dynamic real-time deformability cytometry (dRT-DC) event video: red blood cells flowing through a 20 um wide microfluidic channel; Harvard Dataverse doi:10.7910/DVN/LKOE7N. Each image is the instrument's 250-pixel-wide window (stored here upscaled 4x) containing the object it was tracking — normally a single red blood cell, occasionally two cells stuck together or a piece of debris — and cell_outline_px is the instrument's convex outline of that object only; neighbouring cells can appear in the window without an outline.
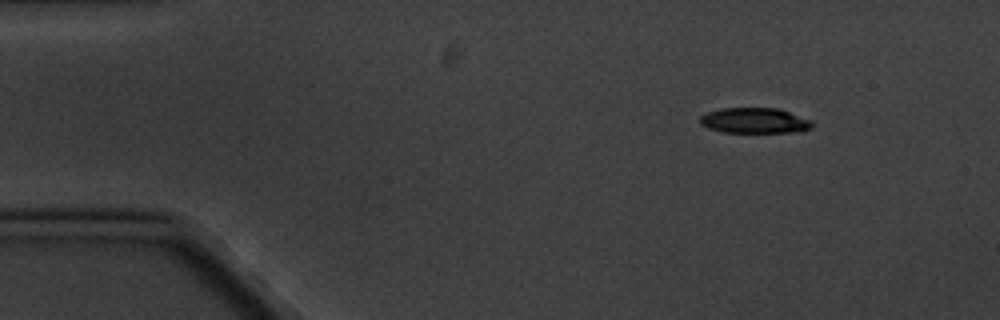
{"species": "common noctule bat (a hibernating species)", "species_latin": "Nyctalus noctula", "temperature_condition": "cold", "stored_images_in_passage": 7, "camera_frame_rate_fps": 3000, "um_per_image_px": 0.085, "animal": {"sex": "male", "body_mass_g": 20.1, "forearm_length_mm": 53.5}, "frame": {"image": 1, "passage_image": 1, "time_ms": 0.0, "image_size_px": [1000, 320], "cell_outline_px": [[812, 128], [800, 132], [724, 132], [708, 128], [700, 124], [700, 116], [704, 112], [720, 108], [780, 108], [812, 120]], "centroid_in_image_um": [64.14, 10.24], "position_along_channel_um": 20.9, "area_um2": 16.88}}
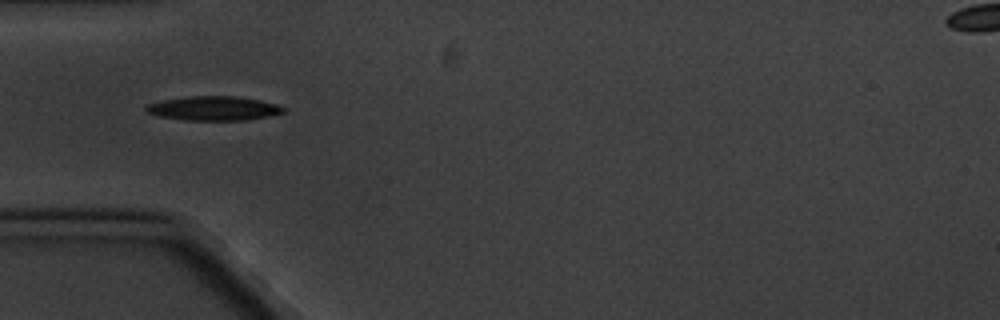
{"frame": {"image": 2, "passage_image": 4, "time_ms": 3.667, "image_size_px": [1000, 320], "cell_outline_px": [[288, 108], [284, 112], [268, 116], [244, 120], [184, 120], [160, 116], [144, 112], [144, 108], [148, 104], [164, 100], [188, 96], [232, 96], [260, 100], [276, 104]], "centroid_in_image_um": [18.15, 9.21], "position_along_channel_um": 66.8, "area_um2": 19.31}}